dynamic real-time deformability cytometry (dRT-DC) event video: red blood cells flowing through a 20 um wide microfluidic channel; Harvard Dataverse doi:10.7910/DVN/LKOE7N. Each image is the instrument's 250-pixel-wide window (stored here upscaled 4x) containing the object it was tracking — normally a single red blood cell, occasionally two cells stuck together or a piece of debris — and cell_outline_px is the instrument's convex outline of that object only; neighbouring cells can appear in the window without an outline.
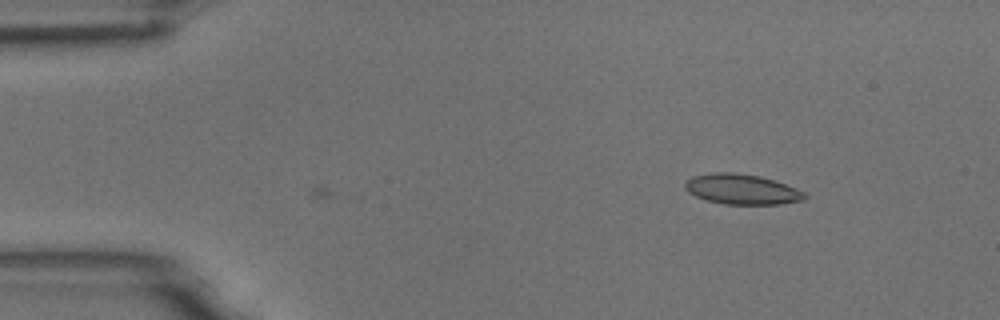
{"species": "common noctule bat (a hibernating species)", "species_latin": "Nyctalus noctula", "temperature_condition": "room temperature", "stored_images_in_passage": 3, "camera_frame_rate_fps": 3000, "um_per_image_px": 0.085, "animal": {"sex": "male", "body_mass_g": 18.8}, "frame": {"image": 1, "passage_image": 3, "time_ms": 0.667, "image_size_px": [1000, 320], "cell_outline_px": [[808, 196], [804, 200], [780, 204], [724, 204], [708, 200], [696, 196], [688, 192], [684, 188], [684, 184], [692, 176], [716, 172], [732, 172], [760, 176], [796, 188], [804, 192]], "centroid_in_image_um": [63.06, 16.09], "position_along_channel_um": 21.9, "area_um2": 20.92}}